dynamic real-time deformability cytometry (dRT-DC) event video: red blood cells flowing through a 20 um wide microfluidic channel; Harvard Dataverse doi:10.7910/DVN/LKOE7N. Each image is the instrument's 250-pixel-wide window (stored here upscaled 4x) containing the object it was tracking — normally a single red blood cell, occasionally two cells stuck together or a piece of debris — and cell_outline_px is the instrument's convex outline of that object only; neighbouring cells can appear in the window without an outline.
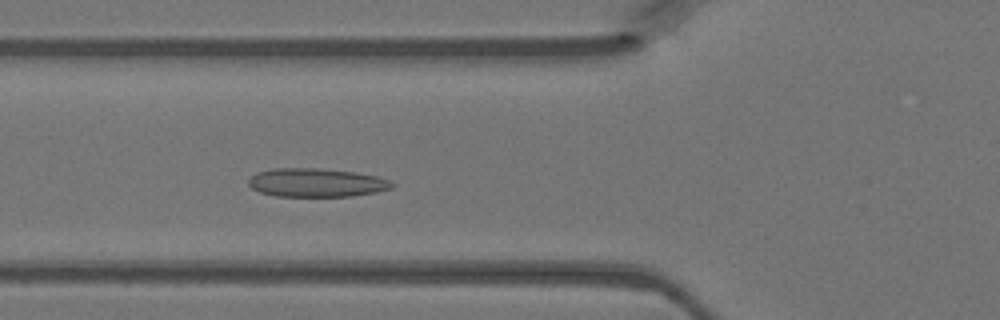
{"species": "Egyptian fruit bat (a non-hibernating species)", "species_latin": "Rousettus aegyptiacus", "temperature_condition": "warm", "stored_images_in_passage": 44, "camera_frame_rate_fps": 3000, "um_per_image_px": 0.085, "animal": {"sex": "female"}, "frame": {"image": 1, "passage_image": 14, "time_ms": 4.333, "image_size_px": [1000, 320], "cell_outline_px": [[396, 184], [392, 188], [376, 192], [352, 196], [276, 196], [260, 192], [252, 188], [248, 184], [248, 180], [256, 172], [272, 168], [320, 168], [356, 172], [376, 176], [388, 180]], "centroid_in_image_um": [26.89, 15.52], "position_along_channel_um": 98.9, "area_um2": 23.99}}
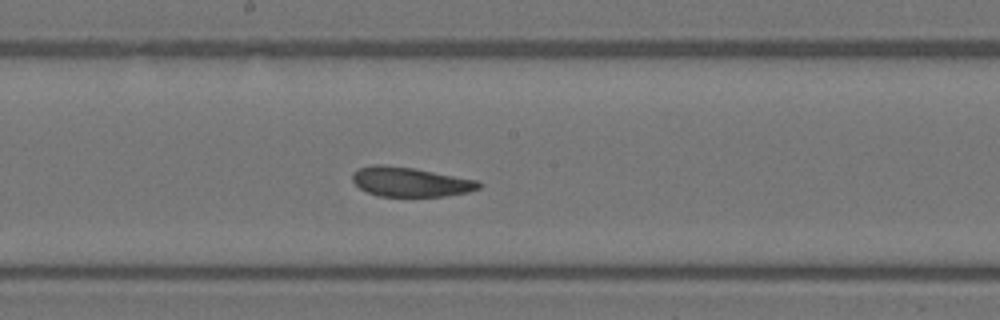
{"frame": {"image": 2, "passage_image": 22, "time_ms": 7.0, "image_size_px": [1000, 320], "cell_outline_px": [[484, 184], [480, 188], [468, 192], [444, 196], [380, 196], [368, 192], [360, 188], [352, 180], [352, 172], [360, 168], [372, 164], [380, 164], [412, 168], [480, 180]], "centroid_in_image_um": [34.91, 15.46], "position_along_channel_um": 213.3, "area_um2": 21.73}}
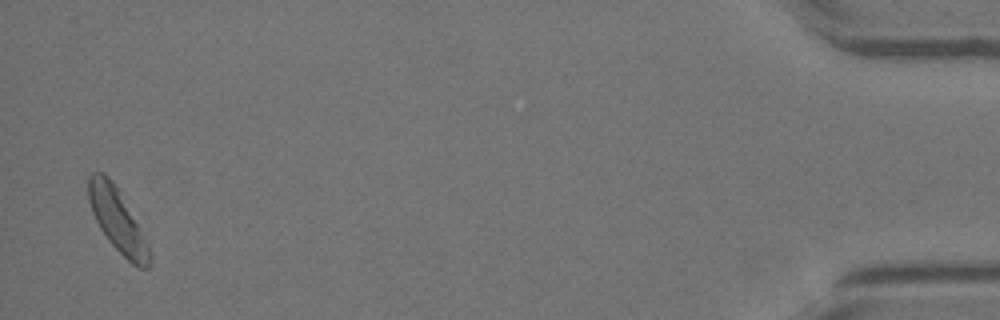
{"frame": {"image": 3, "passage_image": 43, "time_ms": 14.0, "image_size_px": [1000, 320], "cell_outline_px": [[152, 264], [148, 268], [140, 268], [132, 264], [108, 240], [100, 228], [92, 212], [88, 200], [88, 176], [92, 172], [104, 172], [112, 180], [140, 228], [148, 244], [152, 256]], "centroid_in_image_um": [9.98, 18.73], "position_along_channel_um": 425.2, "area_um2": 22.2}}